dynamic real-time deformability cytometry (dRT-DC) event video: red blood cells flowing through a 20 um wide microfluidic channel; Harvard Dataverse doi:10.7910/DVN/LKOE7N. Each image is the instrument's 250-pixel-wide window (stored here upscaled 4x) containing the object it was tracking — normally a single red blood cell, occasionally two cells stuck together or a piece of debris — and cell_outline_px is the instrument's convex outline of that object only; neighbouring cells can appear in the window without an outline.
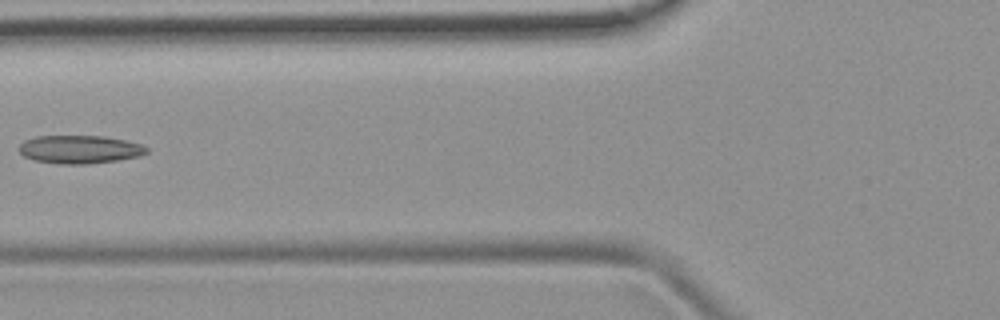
{"species": "common noctule bat (a hibernating species)", "species_latin": "Nyctalus noctula", "temperature_condition": "room temperature", "stored_images_in_passage": 5, "camera_frame_rate_fps": 3000, "um_per_image_px": 0.085, "animal": {"sex": "female", "body_mass_g": 19.9}, "frame": {"image": 1, "passage_image": 5, "time_ms": 4.333, "image_size_px": [1000, 320], "cell_outline_px": [[148, 152], [140, 156], [116, 160], [88, 164], [60, 164], [32, 160], [24, 156], [20, 152], [20, 144], [24, 140], [36, 136], [104, 136], [124, 140], [140, 144], [148, 148]], "centroid_in_image_um": [6.76, 12.7], "position_along_channel_um": 119.0, "area_um2": 20.92}}